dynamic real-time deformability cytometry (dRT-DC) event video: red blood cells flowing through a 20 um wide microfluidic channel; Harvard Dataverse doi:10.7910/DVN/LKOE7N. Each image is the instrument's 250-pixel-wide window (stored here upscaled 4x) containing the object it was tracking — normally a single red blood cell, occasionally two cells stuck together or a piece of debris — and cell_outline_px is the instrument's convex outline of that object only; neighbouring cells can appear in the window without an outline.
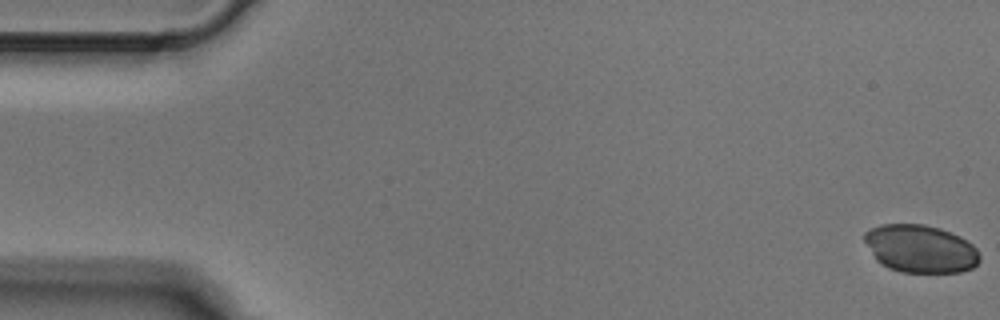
{"species": "Egyptian fruit bat (a non-hibernating species)", "species_latin": "Rousettus aegyptiacus", "temperature_condition": "cold", "stored_images_in_passage": 5, "camera_frame_rate_fps": 3000, "um_per_image_px": 0.085, "animal": {"sex": "male"}, "frame": {"image": 1, "passage_image": 1, "time_ms": 0.0, "image_size_px": [1000, 320], "cell_outline_px": [[980, 260], [972, 268], [960, 272], [904, 272], [888, 268], [876, 260], [864, 240], [864, 232], [868, 228], [880, 224], [924, 224], [940, 228], [960, 236], [972, 244], [976, 248], [980, 256]], "centroid_in_image_um": [78.22, 21.13], "position_along_channel_um": 6.8, "area_um2": 32.19}}